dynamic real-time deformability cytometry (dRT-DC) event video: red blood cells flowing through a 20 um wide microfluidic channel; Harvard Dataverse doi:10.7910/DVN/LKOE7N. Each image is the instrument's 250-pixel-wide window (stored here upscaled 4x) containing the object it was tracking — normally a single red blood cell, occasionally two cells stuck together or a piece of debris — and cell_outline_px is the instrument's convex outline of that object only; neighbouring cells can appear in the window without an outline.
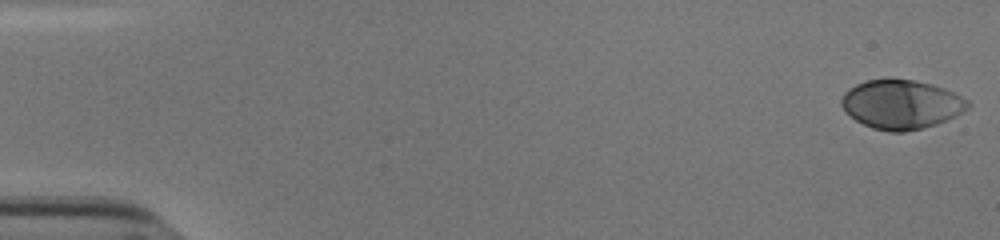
{"species": "human", "species_latin": "Homo sapiens", "temperature_condition": "cold", "stored_images_in_passage": 54, "camera_frame_rate_fps": 3000, "um_per_image_px": 0.085, "donor": {"sex": "male"}, "frame": {"image": 1, "passage_image": 1, "time_ms": 0.0, "image_size_px": [1000, 240], "cell_outline_px": [[972, 104], [968, 108], [956, 116], [936, 124], [924, 128], [904, 132], [888, 132], [872, 128], [856, 120], [844, 112], [840, 104], [840, 100], [844, 92], [848, 88], [856, 84], [868, 80], [888, 76], [912, 80], [932, 84], [944, 88], [968, 100]], "centroid_in_image_um": [76.57, 8.85], "position_along_channel_um": 8.4, "area_um2": 36.82}}
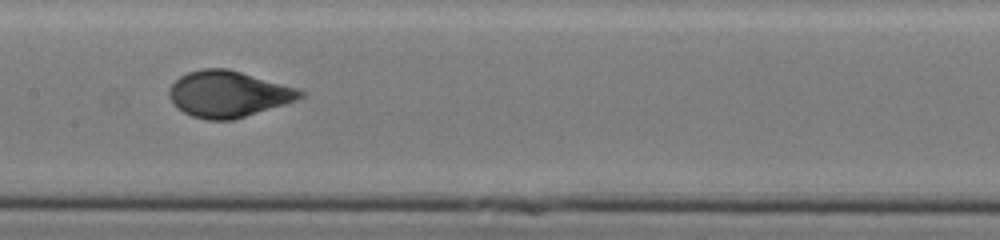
{"frame": {"image": 2, "passage_image": 28, "time_ms": 9.0, "image_size_px": [1000, 240], "cell_outline_px": [[304, 96], [296, 100], [284, 104], [232, 120], [208, 120], [192, 116], [176, 108], [172, 104], [168, 96], [168, 88], [180, 76], [188, 72], [200, 68], [228, 68], [296, 88], [304, 92]], "centroid_in_image_um": [19.34, 7.99], "position_along_channel_um": 188.1, "area_um2": 35.2}}
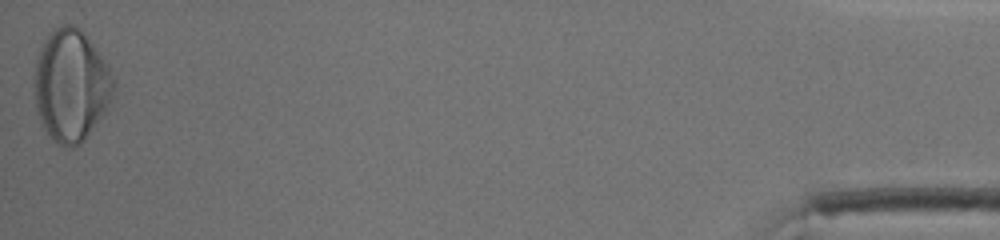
{"frame": {"image": 3, "passage_image": 54, "time_ms": 17.667, "image_size_px": [1000, 240], "cell_outline_px": [[116, 88], [104, 112], [84, 140], [80, 144], [72, 148], [64, 148], [44, 128], [36, 112], [32, 80], [36, 60], [40, 48], [48, 32], [52, 28], [64, 24], [72, 24], [80, 28], [84, 32], [108, 64], [116, 84]], "centroid_in_image_um": [6.02, 7.22], "position_along_channel_um": 429.2, "area_um2": 52.25}, "authors_computed_cell_mechanics": {"area_um2": 35.2002, "velocity_mm_per_s": 3.8126, "shape_relaxation_time_tau1_ms": 4.6068, "shape_relaxation_time_tau2_ms": null, "deformation_change_tau1": 0.224, "deformation_change_tau2": null}}